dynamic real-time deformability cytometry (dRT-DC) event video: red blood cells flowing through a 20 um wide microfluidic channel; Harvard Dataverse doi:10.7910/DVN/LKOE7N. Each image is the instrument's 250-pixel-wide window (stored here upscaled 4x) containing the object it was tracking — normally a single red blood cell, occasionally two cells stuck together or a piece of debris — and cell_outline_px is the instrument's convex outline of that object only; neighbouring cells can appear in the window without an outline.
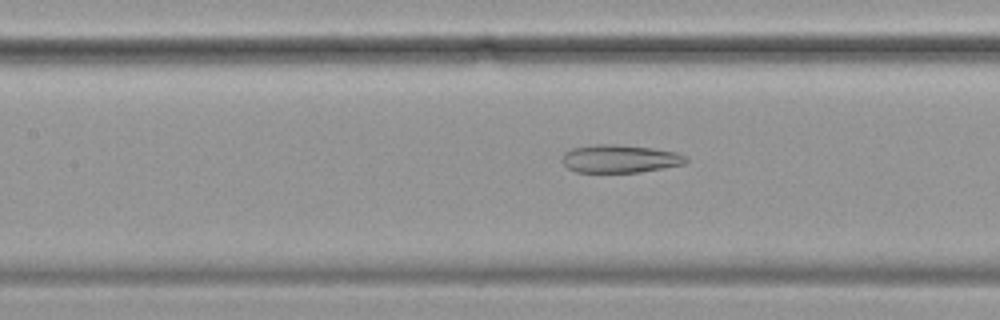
{"species": "common noctule bat (a hibernating species)", "species_latin": "Nyctalus noctula", "temperature_condition": "cold", "stored_images_in_passage": 56, "camera_frame_rate_fps": 3000, "um_per_image_px": 0.085, "animal": {"sex": "female", "body_mass_g": 19.9}, "frame": {"image": 1, "passage_image": 24, "time_ms": 7.667, "image_size_px": [1000, 320], "cell_outline_px": [[688, 160], [684, 164], [640, 172], [576, 172], [568, 168], [560, 160], [564, 152], [572, 148], [596, 144], [612, 144], [652, 148], [676, 152], [688, 156]], "centroid_in_image_um": [52.67, 13.49], "position_along_channel_um": 154.7, "area_um2": 20.23}}
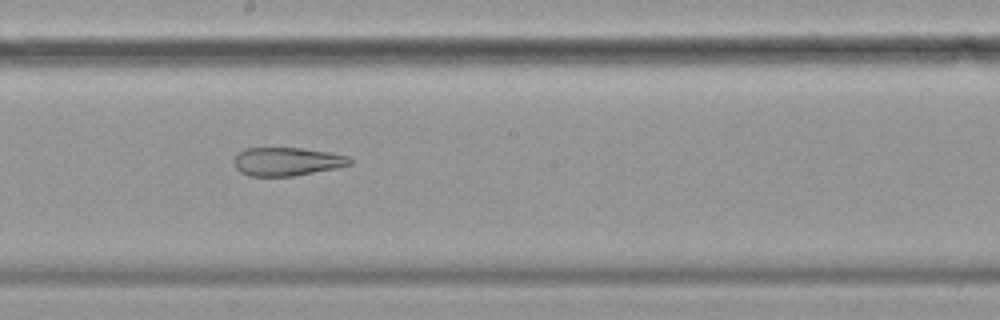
{"frame": {"image": 2, "passage_image": 30, "time_ms": 9.667, "image_size_px": [1000, 320], "cell_outline_px": [[352, 164], [336, 168], [292, 176], [248, 176], [240, 172], [236, 168], [236, 156], [244, 148], [300, 148], [328, 152], [348, 156], [352, 160]], "centroid_in_image_um": [24.41, 13.73], "position_along_channel_um": 223.8, "area_um2": 18.96}}
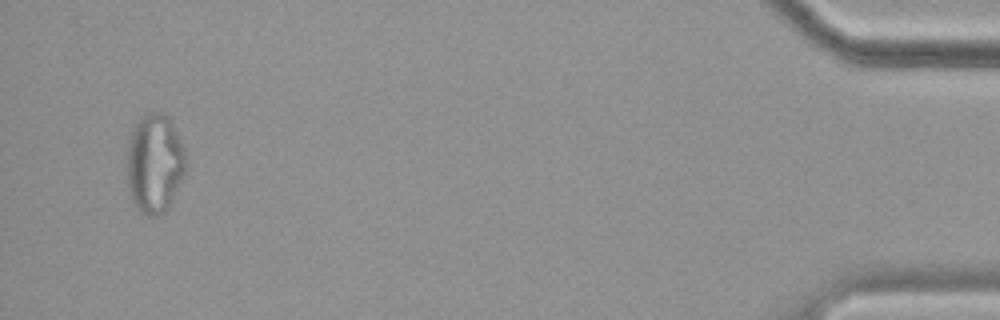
{"frame": {"image": 3, "passage_image": 54, "time_ms": 17.667, "image_size_px": [1000, 320], "cell_outline_px": [[184, 176], [172, 200], [164, 212], [156, 216], [144, 216], [136, 208], [132, 200], [128, 188], [128, 144], [132, 132], [140, 116], [148, 112], [164, 112], [168, 116], [184, 148]], "centroid_in_image_um": [13.13, 13.9], "position_along_channel_um": 422.1, "area_um2": 33.81}, "authors_computed_cell_mechanics": {"area_um2": 27.5706, "velocity_mm_per_s": 3.479, "shape_relaxation_time_tau1_ms": null, "shape_relaxation_time_tau2_ms": 4.0712, "deformation_change_tau1": null, "deformation_change_tau2": 0.141}}